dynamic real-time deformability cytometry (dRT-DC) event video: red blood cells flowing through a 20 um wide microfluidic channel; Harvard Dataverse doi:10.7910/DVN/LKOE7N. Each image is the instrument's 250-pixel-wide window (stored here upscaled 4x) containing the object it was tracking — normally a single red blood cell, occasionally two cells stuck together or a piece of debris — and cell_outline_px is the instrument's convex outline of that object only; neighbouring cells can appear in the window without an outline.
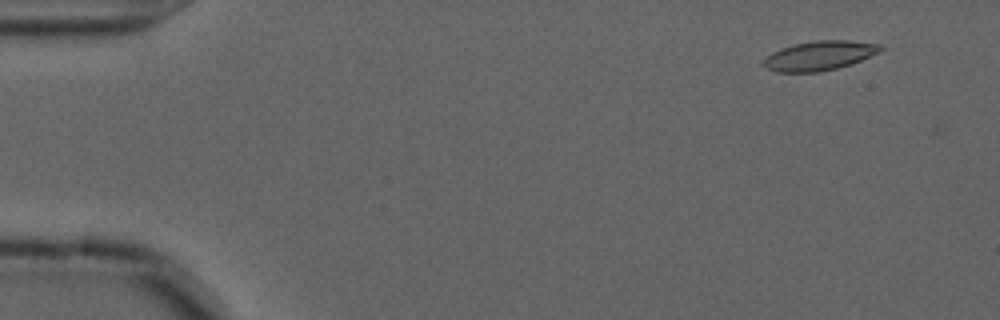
{"species": "common noctule bat (a hibernating species)", "species_latin": "Nyctalus noctula", "temperature_condition": "cold", "stored_images_in_passage": 2, "camera_frame_rate_fps": 3000, "um_per_image_px": 0.085, "animal": {"sex": "male", "forearm_length_mm": 52.5}, "frame": {"image": 1, "passage_image": 1, "time_ms": 0.0, "image_size_px": [1000, 320], "cell_outline_px": [[884, 48], [880, 52], [852, 64], [836, 68], [816, 72], [776, 72], [760, 64], [772, 52], [780, 48], [792, 44], [816, 40], [852, 40], [880, 44]], "centroid_in_image_um": [69.67, 4.72], "position_along_channel_um": 15.3, "area_um2": 20.17}}